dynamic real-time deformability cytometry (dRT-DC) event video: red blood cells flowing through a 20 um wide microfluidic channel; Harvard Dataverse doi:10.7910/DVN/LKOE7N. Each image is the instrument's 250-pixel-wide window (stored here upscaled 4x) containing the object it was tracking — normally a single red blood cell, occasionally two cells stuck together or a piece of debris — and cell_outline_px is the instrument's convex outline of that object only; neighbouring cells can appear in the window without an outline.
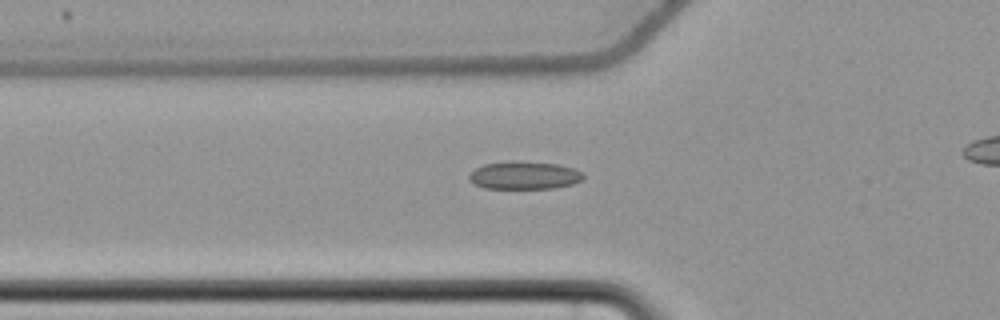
{"species": "common noctule bat (a hibernating species)", "species_latin": "Nyctalus noctula", "temperature_condition": "cold", "stored_images_in_passage": 31, "camera_frame_rate_fps": 3000, "um_per_image_px": 0.085, "animal": {"sex": "female", "body_mass_g": 22.7, "forearm_length_mm": 54.2}, "frame": {"image": 1, "passage_image": 2, "time_ms": 0.333, "image_size_px": [1000, 320], "cell_outline_px": [[584, 176], [580, 180], [572, 184], [556, 188], [484, 188], [468, 180], [468, 176], [476, 168], [484, 164], [556, 164], [572, 168], [584, 172]], "centroid_in_image_um": [44.59, 14.96], "position_along_channel_um": 81.2, "area_um2": 17.46}}
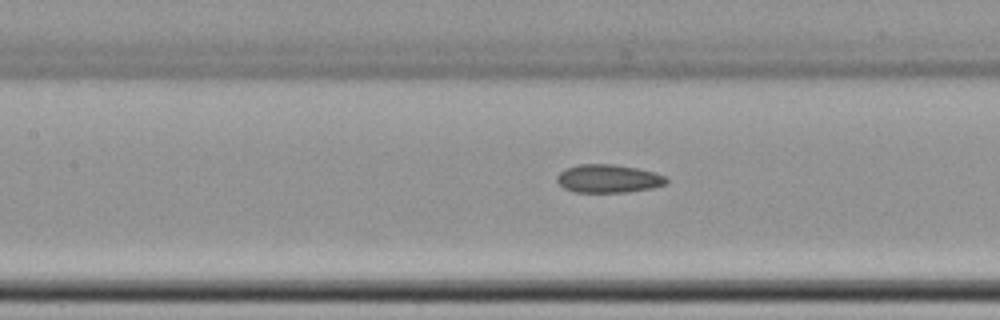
{"frame": {"image": 2, "passage_image": 8, "time_ms": 2.333, "image_size_px": [1000, 320], "cell_outline_px": [[668, 184], [652, 188], [628, 192], [576, 192], [564, 188], [556, 180], [556, 176], [564, 168], [576, 164], [612, 164], [636, 168], [652, 172], [664, 176], [668, 180]], "centroid_in_image_um": [51.68, 15.18], "position_along_channel_um": 155.7, "area_um2": 18.03}}
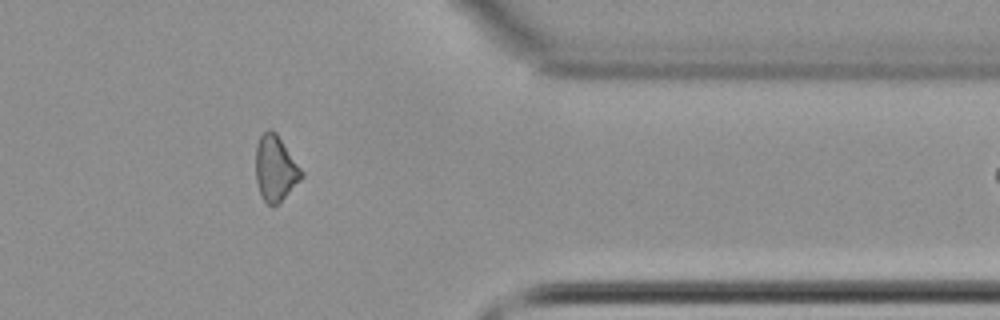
{"frame": {"image": 3, "passage_image": 28, "time_ms": 9.0, "image_size_px": [1000, 320], "cell_outline_px": [[304, 176], [276, 204], [268, 204], [264, 200], [260, 192], [256, 180], [256, 144], [260, 136], [268, 128], [276, 132], [304, 172]], "centroid_in_image_um": [23.4, 14.26], "position_along_channel_um": 388.0, "area_um2": 17.17}}